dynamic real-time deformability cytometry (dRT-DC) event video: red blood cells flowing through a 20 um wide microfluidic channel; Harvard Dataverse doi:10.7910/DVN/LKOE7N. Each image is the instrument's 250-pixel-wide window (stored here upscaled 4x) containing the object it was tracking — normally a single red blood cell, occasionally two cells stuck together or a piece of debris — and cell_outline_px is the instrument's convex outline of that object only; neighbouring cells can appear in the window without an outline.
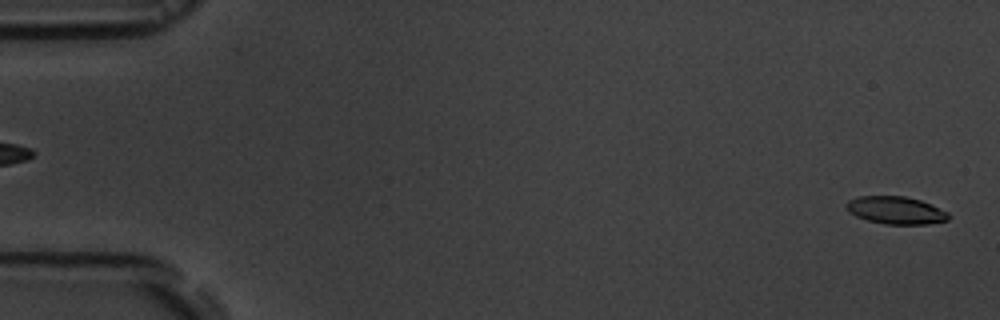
{"species": "common noctule bat (a hibernating species)", "species_latin": "Nyctalus noctula", "temperature_condition": "room temperature", "stored_images_in_passage": 5, "segment_of_instrument_passage": [2, 2], "camera_frame_rate_fps": 3000, "um_per_image_px": 0.085, "animal": {"sex": "male", "body_mass_g": 19.5, "forearm_length_mm": 54.6}, "frame": {"image": 1, "passage_image": 5, "time_ms": 4.667, "image_size_px": [1000, 320], "cell_outline_px": [[948, 220], [928, 224], [884, 224], [868, 220], [856, 216], [848, 212], [844, 204], [848, 200], [860, 196], [904, 196], [920, 200], [932, 204], [948, 212]], "centroid_in_image_um": [76.12, 17.87], "position_along_channel_um": 8.9, "area_um2": 16.47}}